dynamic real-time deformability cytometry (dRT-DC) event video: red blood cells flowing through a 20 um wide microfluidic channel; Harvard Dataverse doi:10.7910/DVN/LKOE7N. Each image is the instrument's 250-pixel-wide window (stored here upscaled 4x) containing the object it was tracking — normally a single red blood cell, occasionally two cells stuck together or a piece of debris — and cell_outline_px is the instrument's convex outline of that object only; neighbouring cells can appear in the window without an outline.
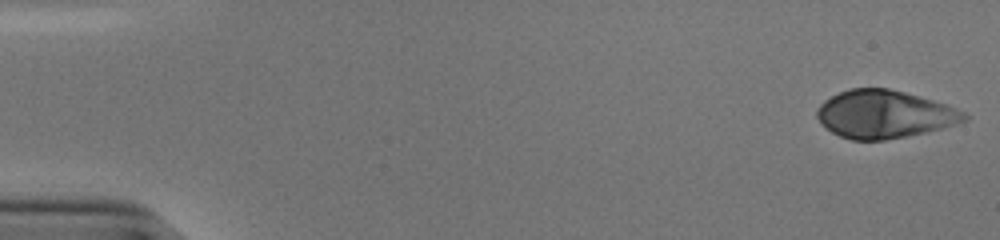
{"species": "human", "species_latin": "Homo sapiens", "temperature_condition": "cold", "stored_images_in_passage": 52, "camera_frame_rate_fps": 3000, "um_per_image_px": 0.085, "donor": {"sex": "male"}, "frame": {"image": 1, "passage_image": 1, "time_ms": 0.0, "image_size_px": [1000, 240], "cell_outline_px": [[968, 120], [956, 124], [924, 132], [884, 140], [852, 140], [840, 136], [832, 132], [820, 124], [816, 116], [816, 108], [824, 100], [848, 88], [888, 88], [920, 96], [948, 104], [964, 112], [968, 116]], "centroid_in_image_um": [75.14, 9.7], "position_along_channel_um": 9.9, "area_um2": 41.1}}
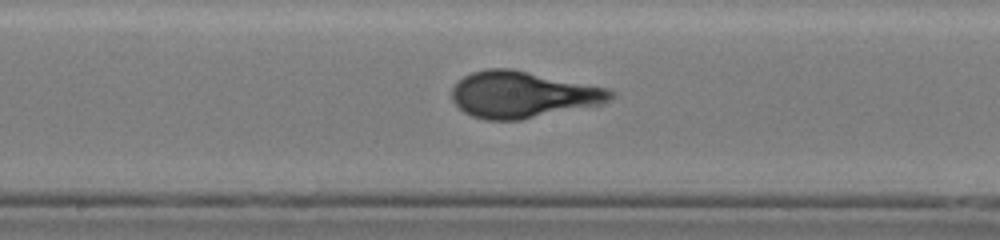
{"frame": {"image": 2, "passage_image": 28, "time_ms": 9.0, "image_size_px": [1000, 240], "cell_outline_px": [[616, 96], [612, 100], [596, 104], [520, 120], [488, 120], [472, 116], [464, 112], [452, 100], [452, 88], [464, 76], [472, 72], [488, 68], [512, 68], [608, 88], [616, 92]], "centroid_in_image_um": [44.41, 8.02], "position_along_channel_um": 203.8, "area_um2": 42.71}}
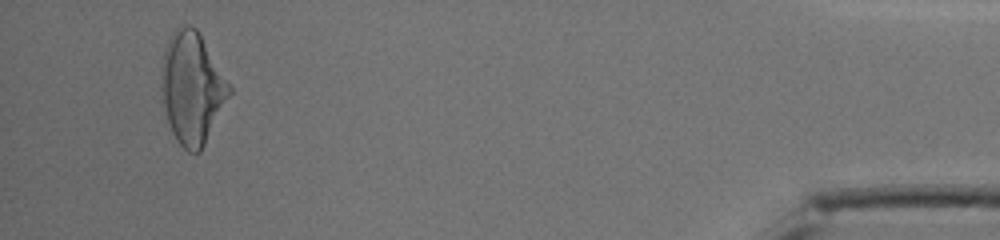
{"frame": {"image": 3, "passage_image": 50, "time_ms": 16.333, "image_size_px": [1000, 240], "cell_outline_px": [[232, 92], [200, 152], [188, 152], [176, 140], [172, 132], [164, 108], [160, 88], [160, 72], [164, 52], [168, 40], [172, 32], [180, 24], [188, 24], [196, 28], [200, 32], [232, 88]], "centroid_in_image_um": [16.31, 7.44], "position_along_channel_um": 418.9, "area_um2": 44.33}}